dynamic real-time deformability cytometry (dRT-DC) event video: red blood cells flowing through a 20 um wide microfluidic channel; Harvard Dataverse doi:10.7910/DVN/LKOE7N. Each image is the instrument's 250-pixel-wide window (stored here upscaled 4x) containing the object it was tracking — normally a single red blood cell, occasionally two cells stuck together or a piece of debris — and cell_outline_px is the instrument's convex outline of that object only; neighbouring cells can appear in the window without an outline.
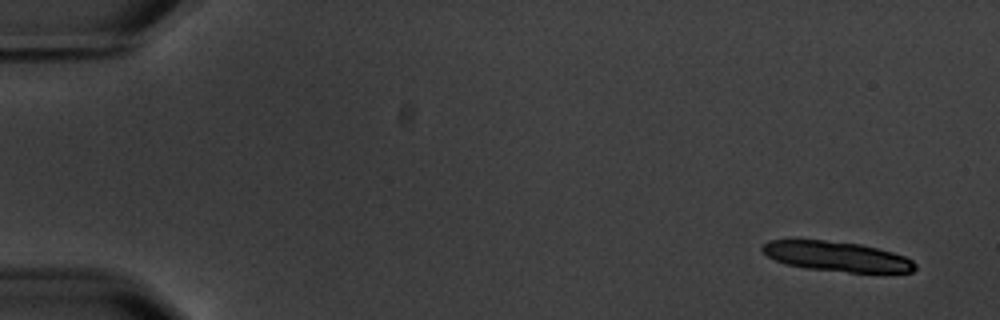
{"species": "common noctule bat (a hibernating species)", "species_latin": "Nyctalus noctula", "temperature_condition": "warm", "stored_images_in_passage": 5, "camera_frame_rate_fps": 3000, "um_per_image_px": 0.085, "animal": {"sex": "male", "body_mass_g": 20.1, "forearm_length_mm": 53.5}, "frame": {"image": 1, "passage_image": 1, "time_ms": 0.0, "image_size_px": [1000, 320], "cell_outline_px": [[916, 268], [912, 272], [848, 272], [804, 268], [784, 264], [768, 256], [760, 248], [768, 240], [824, 240], [860, 244], [892, 252], [904, 256], [912, 260], [916, 264]], "centroid_in_image_um": [71.11, 21.8], "position_along_channel_um": 13.9, "area_um2": 26.47}}